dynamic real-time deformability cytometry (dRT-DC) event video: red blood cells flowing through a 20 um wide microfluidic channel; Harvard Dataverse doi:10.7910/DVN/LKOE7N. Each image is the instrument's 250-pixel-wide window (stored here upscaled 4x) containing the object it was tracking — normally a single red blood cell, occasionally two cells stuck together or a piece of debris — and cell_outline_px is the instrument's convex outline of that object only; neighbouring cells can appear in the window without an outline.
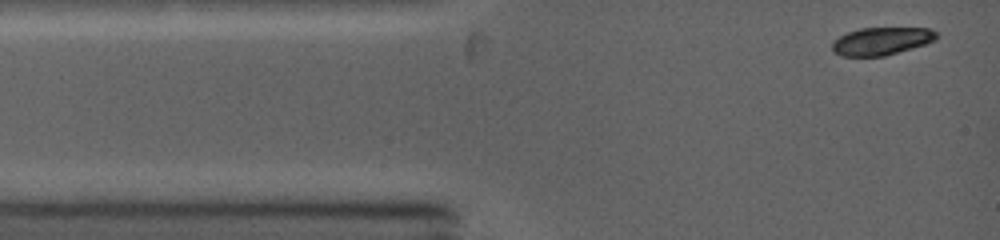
{"species": "common noctule bat (a hibernating species)", "species_latin": "Nyctalus noctula", "temperature_condition": "warm", "stored_images_in_passage": 12, "camera_frame_rate_fps": 5000, "um_per_image_px": 0.085, "animal": {"sex": "female", "body_mass_g": 19.0, "forearm_length_mm": 53.3}, "frame": {"image": 1, "passage_image": 1, "time_ms": 0.0, "image_size_px": [1000, 240], "cell_outline_px": [[940, 36], [936, 40], [912, 48], [884, 56], [840, 56], [832, 52], [832, 40], [848, 32], [860, 28], [928, 28], [936, 32]], "centroid_in_image_um": [74.9, 3.5], "position_along_channel_um": 10.1, "area_um2": 16.94}}
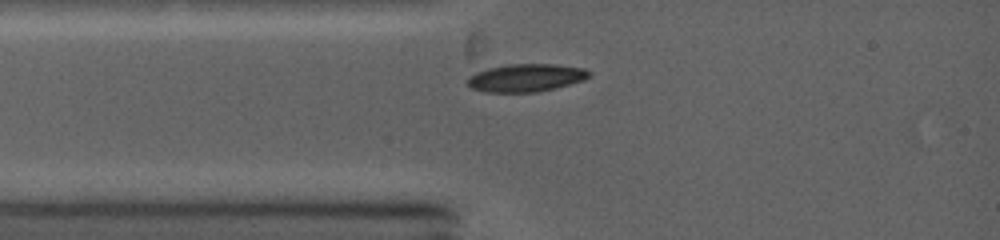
{"frame": {"image": 2, "passage_image": 6, "time_ms": 1.8, "image_size_px": [1000, 240], "cell_outline_px": [[592, 76], [584, 80], [556, 88], [536, 92], [484, 92], [472, 88], [464, 80], [468, 76], [476, 72], [488, 68], [508, 64], [556, 64], [584, 68], [592, 72]], "centroid_in_image_um": [44.72, 6.61], "position_along_channel_um": 40.3, "area_um2": 20.0}}